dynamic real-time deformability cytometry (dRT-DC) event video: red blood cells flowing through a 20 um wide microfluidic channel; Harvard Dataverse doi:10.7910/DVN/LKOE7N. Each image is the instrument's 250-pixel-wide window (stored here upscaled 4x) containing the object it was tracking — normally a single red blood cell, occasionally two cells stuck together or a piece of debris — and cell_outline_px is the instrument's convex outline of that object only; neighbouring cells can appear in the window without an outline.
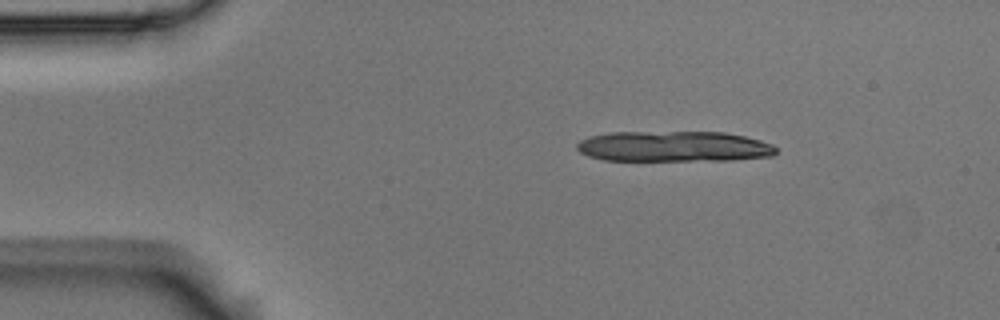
{"species": "Egyptian fruit bat (a non-hibernating species)", "species_latin": "Rousettus aegyptiacus", "temperature_condition": "room temperature", "stored_images_in_passage": 14, "camera_frame_rate_fps": 3000, "um_per_image_px": 0.085, "animal": {"sex": "male"}, "frame": {"image": 1, "passage_image": 7, "time_ms": 2.0, "image_size_px": [1000, 320], "cell_outline_px": [[776, 152], [772, 156], [732, 160], [604, 160], [588, 156], [580, 152], [576, 148], [576, 144], [580, 140], [588, 136], [612, 132], [724, 132], [744, 136], [760, 140], [772, 144], [776, 148]], "centroid_in_image_um": [57.25, 12.44], "position_along_channel_um": 27.7, "area_um2": 35.6}}